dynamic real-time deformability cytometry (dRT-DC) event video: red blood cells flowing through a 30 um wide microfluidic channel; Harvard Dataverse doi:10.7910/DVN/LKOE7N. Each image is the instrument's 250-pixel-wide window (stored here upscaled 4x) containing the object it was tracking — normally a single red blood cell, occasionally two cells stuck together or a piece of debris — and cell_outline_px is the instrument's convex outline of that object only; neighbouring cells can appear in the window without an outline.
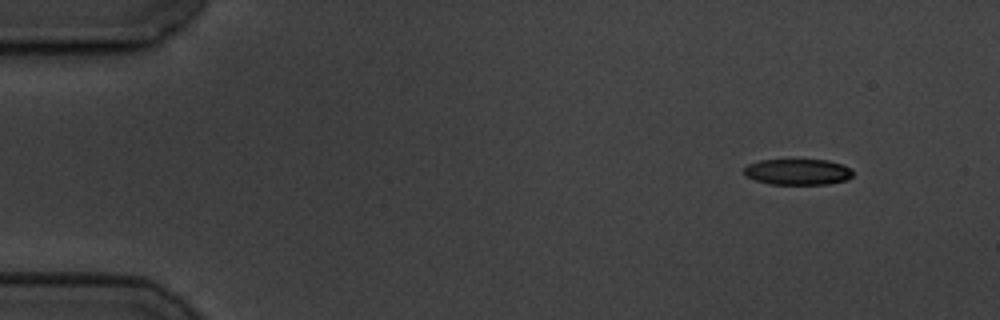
{"species": "common noctule bat (a hibernating species)", "species_latin": "Nyctalus noctula", "temperature_condition": "cold", "stored_images_in_passage": 5, "segment_of_instrument_passage": [1, 2], "camera_frame_rate_fps": 3000, "um_per_image_px": 0.085, "animal": {"sex": "male", "body_mass_g": 19.5, "forearm_length_mm": 54.6}, "frame": {"image": 1, "passage_image": 1, "time_ms": 0.0, "image_size_px": [1000, 320], "cell_outline_px": [[852, 176], [848, 180], [828, 184], [772, 184], [756, 180], [744, 176], [744, 168], [748, 164], [760, 160], [828, 160], [844, 164], [852, 168]], "centroid_in_image_um": [67.84, 14.61], "position_along_channel_um": 17.2, "area_um2": 16.59}}
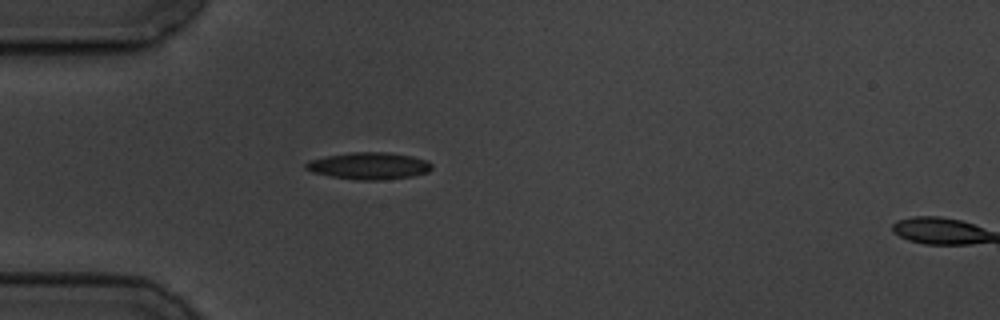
{"frame": {"image": 2, "passage_image": 4, "time_ms": 3.667, "image_size_px": [1000, 320], "cell_outline_px": [[432, 168], [428, 172], [412, 176], [376, 180], [360, 180], [332, 176], [312, 172], [304, 168], [304, 164], [308, 160], [328, 156], [352, 152], [388, 152], [412, 156], [428, 160], [432, 164]], "centroid_in_image_um": [31.37, 14.09], "position_along_channel_um": 53.6, "area_um2": 19.71}}